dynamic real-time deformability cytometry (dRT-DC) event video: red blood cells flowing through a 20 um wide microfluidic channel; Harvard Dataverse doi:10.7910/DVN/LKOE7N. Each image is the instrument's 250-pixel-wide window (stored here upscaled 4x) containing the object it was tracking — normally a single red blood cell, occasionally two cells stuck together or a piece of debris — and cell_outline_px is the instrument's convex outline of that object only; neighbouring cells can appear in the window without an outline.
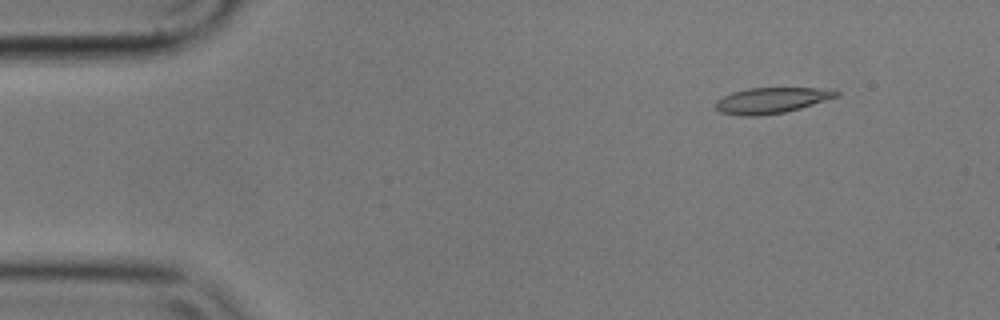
{"species": "common noctule bat (a hibernating species)", "species_latin": "Nyctalus noctula", "temperature_condition": "cold", "stored_images_in_passage": 51, "camera_frame_rate_fps": 3000, "um_per_image_px": 0.085, "animal": {"sex": "male", "body_mass_g": 17.9}, "frame": {"image": 1, "passage_image": 1, "time_ms": 0.0, "image_size_px": [1000, 320], "cell_outline_px": [[840, 96], [800, 108], [784, 112], [760, 116], [744, 116], [720, 112], [716, 108], [716, 100], [732, 92], [748, 88], [832, 88], [840, 92]], "centroid_in_image_um": [65.62, 8.52], "position_along_channel_um": 19.4, "area_um2": 18.21}}
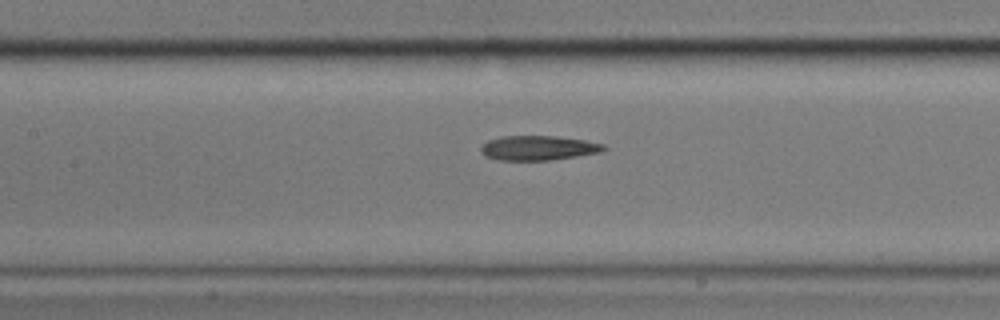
{"frame": {"image": 2, "passage_image": 20, "time_ms": 6.333, "image_size_px": [1000, 320], "cell_outline_px": [[608, 148], [600, 152], [552, 160], [500, 160], [484, 156], [480, 152], [480, 148], [488, 140], [500, 136], [556, 136], [584, 140], [604, 144]], "centroid_in_image_um": [45.74, 12.57], "position_along_channel_um": 161.7, "area_um2": 17.63}}
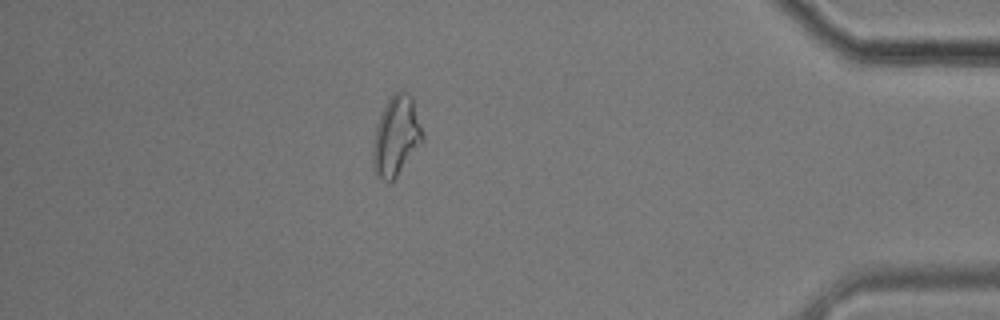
{"frame": {"image": 3, "passage_image": 44, "time_ms": 14.333, "image_size_px": [1000, 320], "cell_outline_px": [[424, 140], [396, 176], [392, 180], [384, 180], [372, 168], [372, 148], [376, 128], [380, 116], [388, 100], [400, 88], [408, 92], [412, 96], [424, 136]], "centroid_in_image_um": [33.68, 11.53], "position_along_channel_um": 401.5, "area_um2": 22.72}, "authors_computed_cell_mechanics": {"area_um2": 18.496, "velocity_mm_per_s": 3.5237, "shape_relaxation_time_tau1_ms": 9.9705, "shape_relaxation_time_tau2_ms": 3.3911, "deformation_change_tau1": 0.2293, "deformation_change_tau2": 0.1086}}